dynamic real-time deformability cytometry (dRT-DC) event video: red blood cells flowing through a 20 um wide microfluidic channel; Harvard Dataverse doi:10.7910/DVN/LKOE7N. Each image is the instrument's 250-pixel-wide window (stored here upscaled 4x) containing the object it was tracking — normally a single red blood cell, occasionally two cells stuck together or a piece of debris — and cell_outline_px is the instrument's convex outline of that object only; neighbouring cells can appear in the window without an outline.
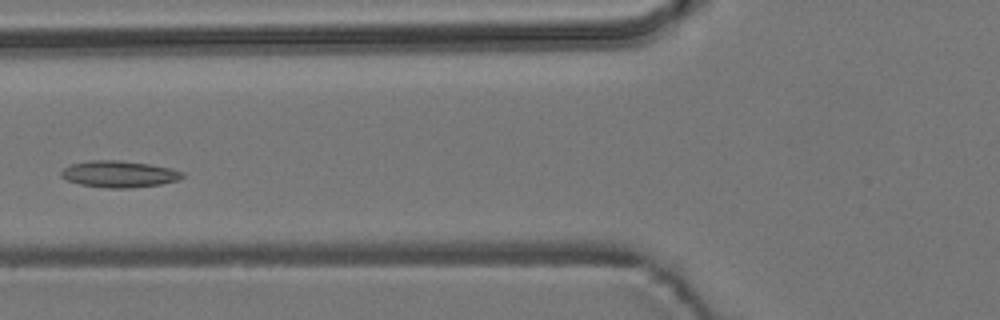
{"species": "common noctule bat (a hibernating species)", "species_latin": "Nyctalus noctula", "temperature_condition": "room temperature", "stored_images_in_passage": 4, "camera_frame_rate_fps": 3000, "um_per_image_px": 0.085, "animal": {"sex": "male", "body_mass_g": 19.2, "forearm_length_mm": 51.8}, "frame": {"image": 1, "passage_image": 4, "time_ms": 3.333, "image_size_px": [1000, 320], "cell_outline_px": [[184, 176], [180, 180], [160, 184], [132, 188], [108, 188], [80, 184], [68, 180], [60, 176], [60, 172], [68, 164], [88, 160], [120, 160], [148, 164], [172, 168], [184, 172]], "centroid_in_image_um": [10.12, 14.79], "position_along_channel_um": 115.7, "area_um2": 18.96}}